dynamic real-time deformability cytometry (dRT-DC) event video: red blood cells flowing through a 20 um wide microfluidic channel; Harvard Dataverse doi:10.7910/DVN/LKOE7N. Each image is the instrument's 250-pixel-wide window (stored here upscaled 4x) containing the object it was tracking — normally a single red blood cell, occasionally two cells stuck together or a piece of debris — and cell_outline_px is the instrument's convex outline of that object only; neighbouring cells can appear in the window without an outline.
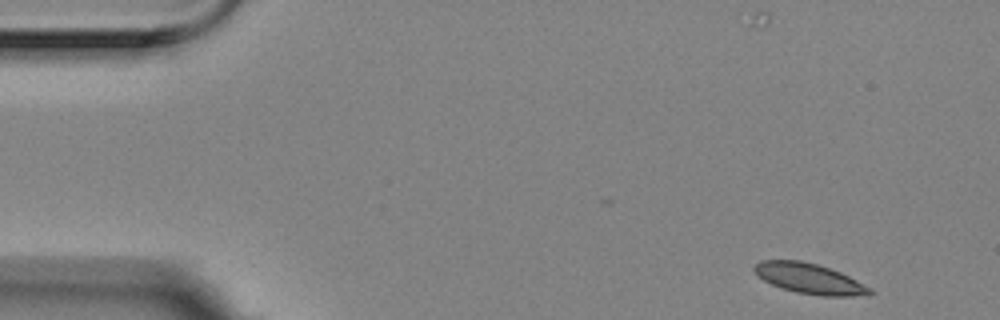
{"species": "Egyptian fruit bat (a non-hibernating species)", "species_latin": "Rousettus aegyptiacus", "temperature_condition": "room temperature", "stored_images_in_passage": 4, "camera_frame_rate_fps": 3000, "um_per_image_px": 0.085, "animal": {"sex": "female"}, "frame": {"image": 1, "passage_image": 1, "time_ms": 0.0, "image_size_px": [1000, 320], "cell_outline_px": [[876, 292], [872, 296], [820, 296], [796, 292], [780, 288], [764, 280], [752, 268], [760, 260], [800, 260], [816, 264], [840, 272], [872, 288]], "centroid_in_image_um": [68.87, 23.7], "position_along_channel_um": 16.1, "area_um2": 20.52}}
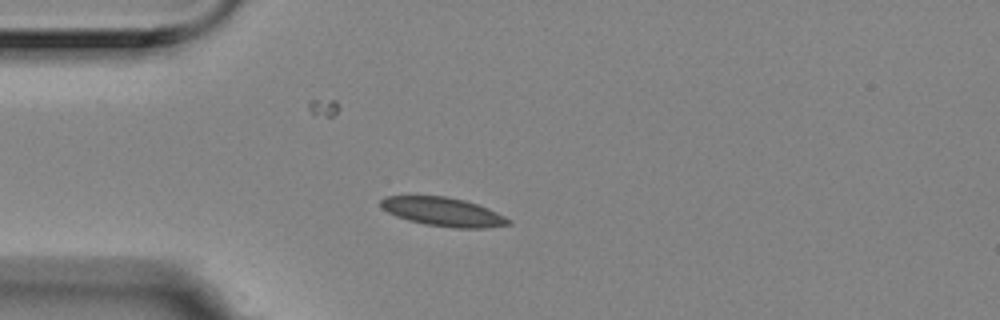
{"frame": {"image": 2, "passage_image": 4, "time_ms": 1.0, "image_size_px": [1000, 320], "cell_outline_px": [[512, 224], [488, 228], [456, 228], [424, 224], [408, 220], [396, 216], [388, 212], [380, 204], [380, 200], [384, 196], [444, 196], [464, 200], [488, 208], [512, 220]], "centroid_in_image_um": [37.69, 18.01], "position_along_channel_um": 47.3, "area_um2": 21.33}}